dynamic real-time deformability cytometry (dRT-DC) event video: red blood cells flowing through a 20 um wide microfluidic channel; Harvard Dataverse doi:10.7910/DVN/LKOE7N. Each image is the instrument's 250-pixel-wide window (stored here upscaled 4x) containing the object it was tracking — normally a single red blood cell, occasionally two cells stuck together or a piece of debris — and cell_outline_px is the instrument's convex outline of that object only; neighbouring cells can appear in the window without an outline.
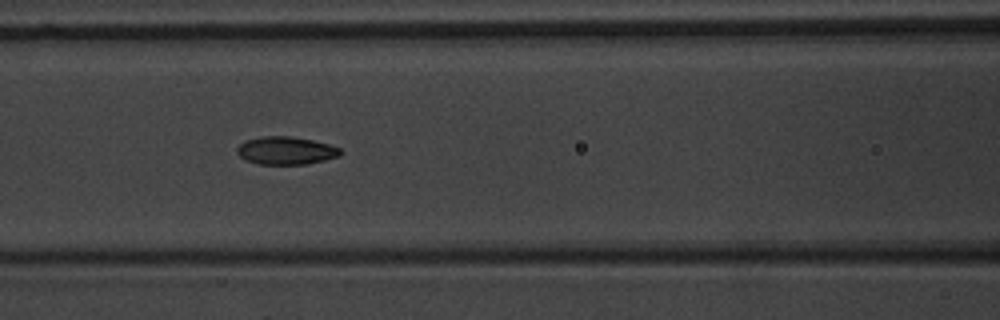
{"species": "common noctule bat (a hibernating species)", "species_latin": "Nyctalus noctula", "temperature_condition": "warm", "stored_images_in_passage": 9, "camera_frame_rate_fps": 3000, "um_per_image_px": 0.085, "animal": {"sex": "male", "body_mass_g": 20.1, "forearm_length_mm": 53.5}, "frame": {"image": 1, "passage_image": 7, "time_ms": 7.0, "image_size_px": [1000, 320], "cell_outline_px": [[344, 152], [340, 156], [308, 164], [256, 164], [244, 160], [236, 152], [236, 148], [244, 140], [260, 136], [292, 136], [312, 140], [328, 144], [340, 148]], "centroid_in_image_um": [24.28, 12.8], "position_along_channel_um": 142.3, "area_um2": 17.05}}
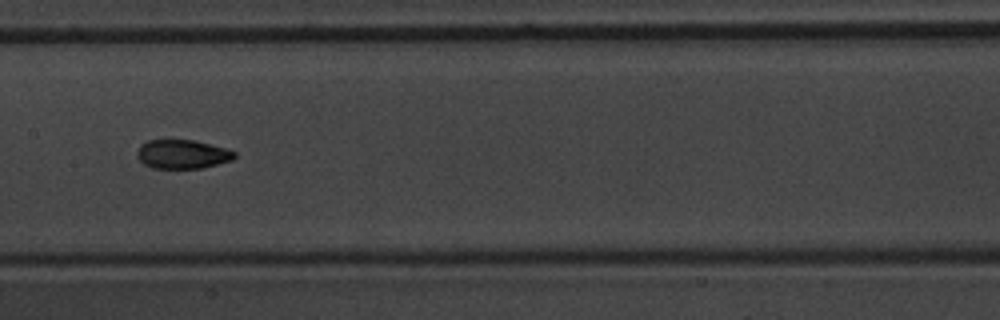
{"frame": {"image": 2, "passage_image": 8, "time_ms": 8.333, "image_size_px": [1000, 320], "cell_outline_px": [[236, 156], [232, 160], [204, 168], [152, 168], [144, 164], [136, 156], [136, 152], [140, 144], [148, 140], [196, 140], [228, 148], [236, 152]], "centroid_in_image_um": [15.52, 13.1], "position_along_channel_um": 191.9, "area_um2": 16.7}}
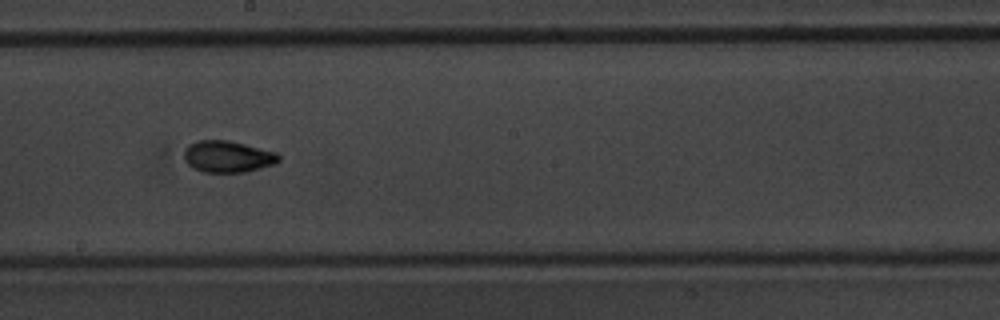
{"frame": {"image": 3, "passage_image": 9, "time_ms": 9.333, "image_size_px": [1000, 320], "cell_outline_px": [[280, 160], [276, 164], [244, 172], [204, 172], [192, 168], [184, 160], [184, 148], [188, 144], [196, 140], [228, 140], [276, 152], [280, 156]], "centroid_in_image_um": [19.33, 13.3], "position_along_channel_um": 228.9, "area_um2": 17.57}}